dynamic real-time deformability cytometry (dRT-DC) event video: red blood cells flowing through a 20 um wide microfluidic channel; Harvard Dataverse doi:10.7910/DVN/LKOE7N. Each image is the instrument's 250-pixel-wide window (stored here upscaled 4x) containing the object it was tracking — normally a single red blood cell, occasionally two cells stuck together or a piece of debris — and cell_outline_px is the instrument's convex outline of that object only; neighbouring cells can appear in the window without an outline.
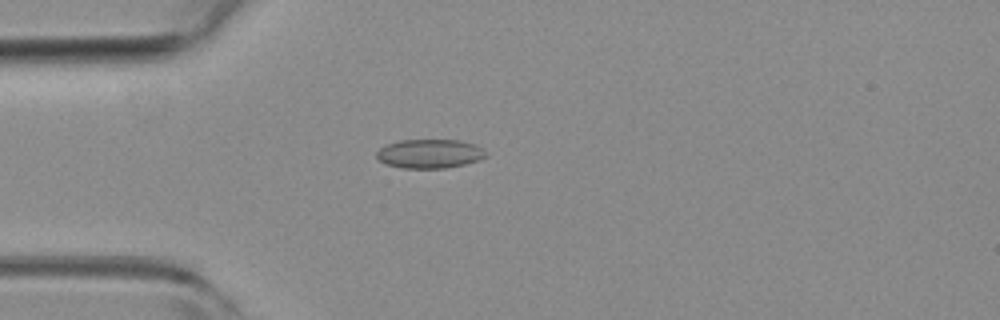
{"species": "common noctule bat (a hibernating species)", "species_latin": "Nyctalus noctula", "temperature_condition": "room temperature", "stored_images_in_passage": 3, "camera_frame_rate_fps": 3000, "um_per_image_px": 0.085, "animal": {"sex": "female", "body_mass_g": 19.3, "forearm_length_mm": 54.1}, "frame": {"image": 1, "passage_image": 3, "time_ms": 0.667, "image_size_px": [1000, 320], "cell_outline_px": [[488, 156], [480, 160], [464, 164], [444, 168], [400, 168], [384, 164], [376, 156], [376, 152], [380, 148], [388, 144], [400, 140], [460, 140], [476, 144], [484, 148], [488, 152]], "centroid_in_image_um": [36.57, 13.06], "position_along_channel_um": 48.4, "area_um2": 18.73}}